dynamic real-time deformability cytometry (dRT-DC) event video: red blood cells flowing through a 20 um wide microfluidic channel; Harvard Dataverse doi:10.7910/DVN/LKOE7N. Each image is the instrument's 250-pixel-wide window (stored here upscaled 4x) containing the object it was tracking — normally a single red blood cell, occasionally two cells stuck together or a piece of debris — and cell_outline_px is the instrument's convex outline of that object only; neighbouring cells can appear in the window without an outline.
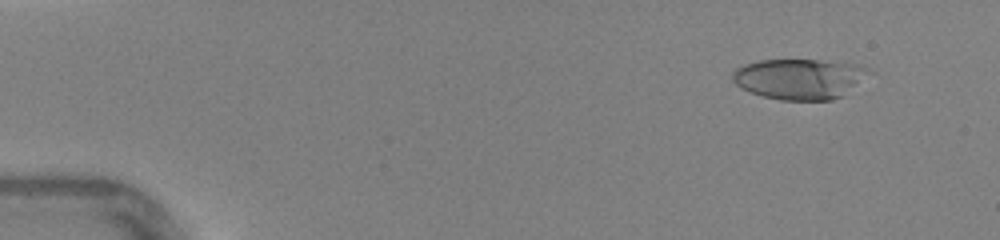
{"species": "human", "species_latin": "Homo sapiens", "temperature_condition": "warm", "stored_images_in_passage": 43, "camera_frame_rate_fps": 3000, "um_per_image_px": 0.085, "donor": {"sex": "female"}, "frame": {"image": 1, "passage_image": 5, "time_ms": 1.333, "image_size_px": [1000, 240], "cell_outline_px": [[868, 68], [840, 96], [832, 100], [780, 100], [764, 96], [752, 92], [736, 84], [732, 80], [732, 72], [736, 68], [744, 64], [760, 60], [816, 60], [856, 64]], "centroid_in_image_um": [67.79, 6.69], "position_along_channel_um": 17.2, "area_um2": 30.92}}
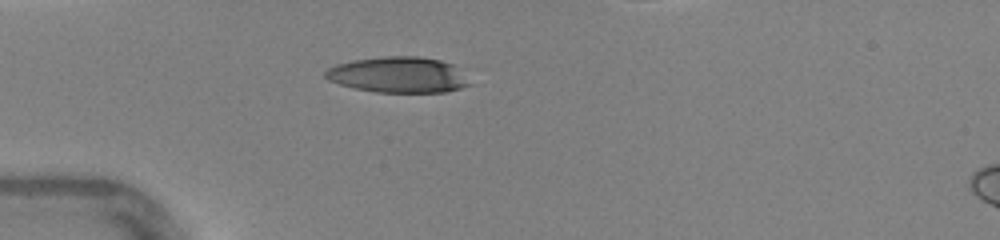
{"frame": {"image": 2, "passage_image": 14, "time_ms": 4.333, "image_size_px": [1000, 240], "cell_outline_px": [[472, 84], [460, 88], [444, 92], [376, 92], [352, 88], [328, 80], [324, 76], [324, 72], [328, 68], [336, 64], [356, 60], [384, 56], [416, 56], [440, 60], [452, 64]], "centroid_in_image_um": [33.82, 6.36], "position_along_channel_um": 51.2, "area_um2": 29.88}}
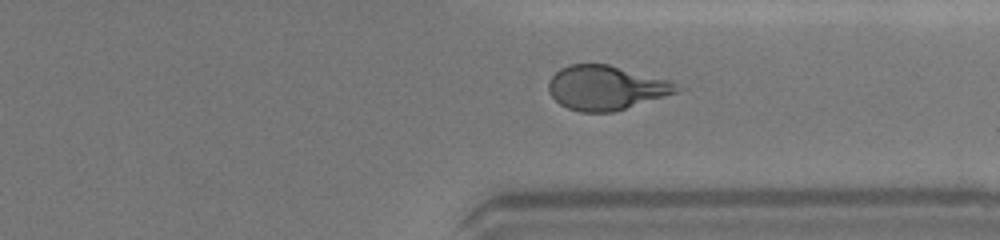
{"frame": {"image": 3, "passage_image": 36, "time_ms": 11.667, "image_size_px": [1000, 240], "cell_outline_px": [[684, 88], [676, 92], [664, 96], [612, 112], [580, 112], [568, 108], [560, 104], [548, 92], [548, 80], [560, 68], [568, 64], [608, 64], [668, 80]], "centroid_in_image_um": [51.46, 7.45], "position_along_channel_um": 359.9, "area_um2": 32.83}, "authors_computed_cell_mechanics": {"area_um2": 32.4258, "velocity_mm_per_s": 4.4249, "shape_relaxation_time_tau1_ms": 5.6714, "shape_relaxation_time_tau2_ms": 0.9086, "deformation_change_tau1": 0.2544, "deformation_change_tau2": 0.0926}}